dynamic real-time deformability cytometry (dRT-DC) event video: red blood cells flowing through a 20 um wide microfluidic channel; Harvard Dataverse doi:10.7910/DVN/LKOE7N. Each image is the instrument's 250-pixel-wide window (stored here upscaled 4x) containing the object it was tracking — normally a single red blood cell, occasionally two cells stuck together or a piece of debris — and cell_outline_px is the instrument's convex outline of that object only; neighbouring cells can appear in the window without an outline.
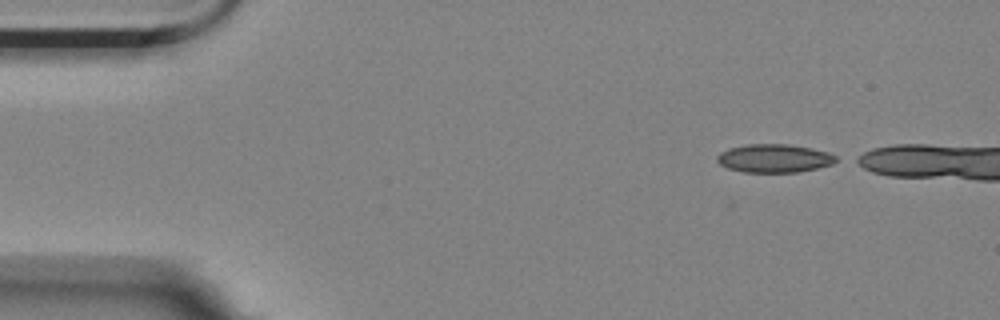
{"species": "Egyptian fruit bat (a non-hibernating species)", "species_latin": "Rousettus aegyptiacus", "temperature_condition": "room temperature", "stored_images_in_passage": 3, "camera_frame_rate_fps": 3000, "um_per_image_px": 0.085, "animal": {"sex": "female"}, "frame": {"image": 1, "passage_image": 1, "time_ms": 0.0, "image_size_px": [1000, 320], "cell_outline_px": [[840, 160], [832, 164], [800, 172], [744, 172], [728, 168], [720, 164], [716, 160], [716, 156], [720, 152], [728, 148], [748, 144], [788, 144], [828, 152], [836, 156]], "centroid_in_image_um": [65.8, 13.46], "position_along_channel_um": 19.2, "area_um2": 19.65}}